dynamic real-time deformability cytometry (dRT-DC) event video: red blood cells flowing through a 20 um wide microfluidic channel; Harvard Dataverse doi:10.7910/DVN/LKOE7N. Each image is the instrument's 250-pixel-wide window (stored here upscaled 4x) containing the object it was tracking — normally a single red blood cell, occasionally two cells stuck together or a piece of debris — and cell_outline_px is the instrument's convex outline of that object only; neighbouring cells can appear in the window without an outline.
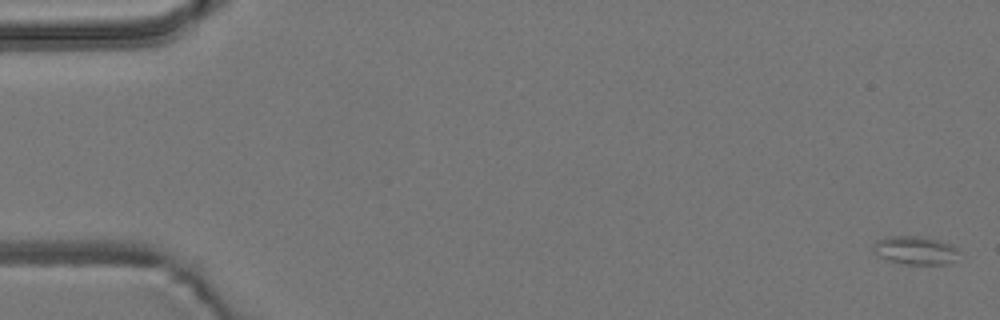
{"species": "common noctule bat (a hibernating species)", "species_latin": "Nyctalus noctula", "temperature_condition": "room temperature", "stored_images_in_passage": 6, "camera_frame_rate_fps": 3000, "um_per_image_px": 0.085, "animal": {"sex": "male", "body_mass_g": 19.2, "forearm_length_mm": 51.8}, "frame": {"image": 1, "passage_image": 1, "time_ms": 0.0, "image_size_px": [1000, 320], "cell_outline_px": [[960, 252], [948, 264], [904, 264], [888, 260], [872, 252], [872, 244], [876, 240], [888, 236], [920, 236], [940, 240], [952, 244]], "centroid_in_image_um": [77.76, 21.26], "position_along_channel_um": 7.2, "area_um2": 14.28}}
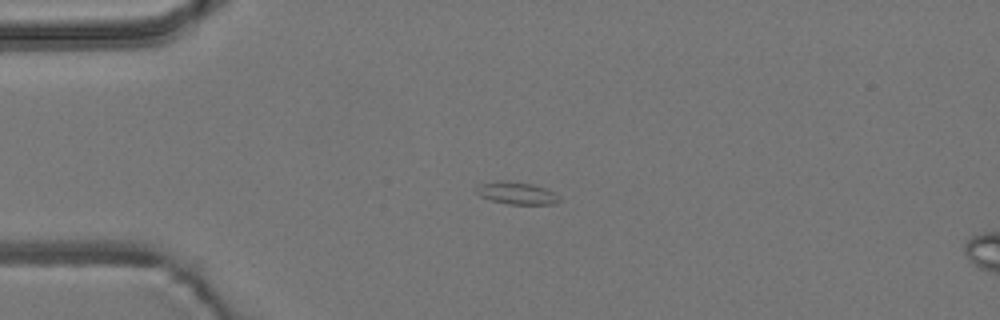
{"frame": {"image": 2, "passage_image": 4, "time_ms": 4.333, "image_size_px": [1000, 320], "cell_outline_px": [[564, 200], [556, 204], [508, 204], [492, 200], [480, 196], [476, 192], [476, 188], [480, 184], [496, 180], [508, 180], [532, 184], [548, 188], [556, 192]], "centroid_in_image_um": [44.0, 16.4], "position_along_channel_um": 41.0, "area_um2": 11.16}}